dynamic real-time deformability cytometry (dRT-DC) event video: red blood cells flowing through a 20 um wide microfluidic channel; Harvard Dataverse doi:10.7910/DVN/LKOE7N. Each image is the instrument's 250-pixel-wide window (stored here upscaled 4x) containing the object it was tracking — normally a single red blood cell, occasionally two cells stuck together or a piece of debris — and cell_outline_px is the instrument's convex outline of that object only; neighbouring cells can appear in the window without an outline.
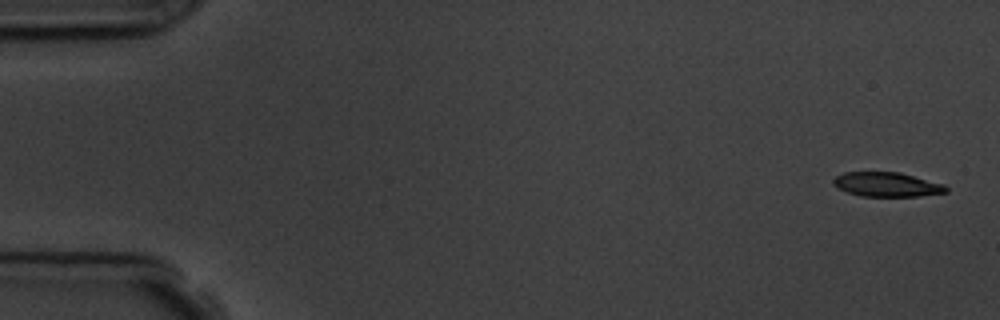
{"species": "common noctule bat (a hibernating species)", "species_latin": "Nyctalus noctula", "temperature_condition": "room temperature", "stored_images_in_passage": 5, "camera_frame_rate_fps": 3000, "um_per_image_px": 0.085, "animal": {"sex": "male", "body_mass_g": 19.5, "forearm_length_mm": 54.6}, "frame": {"image": 1, "passage_image": 1, "time_ms": 0.0, "image_size_px": [1000, 320], "cell_outline_px": [[948, 192], [920, 196], [860, 196], [836, 188], [832, 184], [832, 180], [836, 176], [844, 172], [900, 172], [944, 184], [948, 188]], "centroid_in_image_um": [75.37, 15.68], "position_along_channel_um": 9.6, "area_um2": 16.13}}
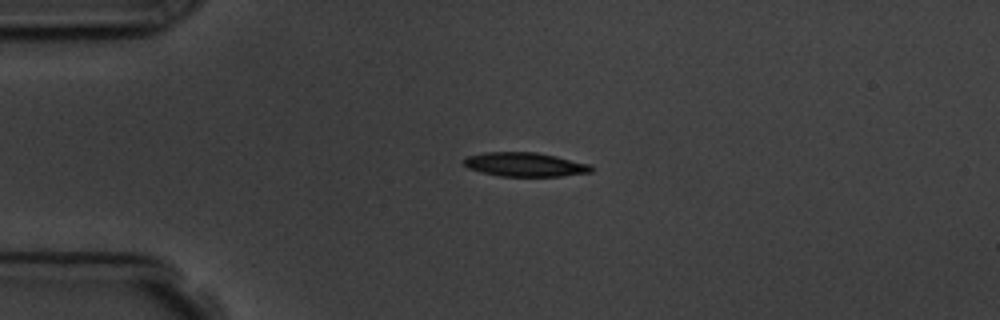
{"frame": {"image": 2, "passage_image": 4, "time_ms": 3.667, "image_size_px": [1000, 320], "cell_outline_px": [[596, 168], [592, 172], [560, 176], [500, 176], [480, 172], [468, 168], [460, 160], [468, 156], [484, 152], [536, 152], [556, 156], [592, 164]], "centroid_in_image_um": [44.64, 13.98], "position_along_channel_um": 40.4, "area_um2": 18.09}}